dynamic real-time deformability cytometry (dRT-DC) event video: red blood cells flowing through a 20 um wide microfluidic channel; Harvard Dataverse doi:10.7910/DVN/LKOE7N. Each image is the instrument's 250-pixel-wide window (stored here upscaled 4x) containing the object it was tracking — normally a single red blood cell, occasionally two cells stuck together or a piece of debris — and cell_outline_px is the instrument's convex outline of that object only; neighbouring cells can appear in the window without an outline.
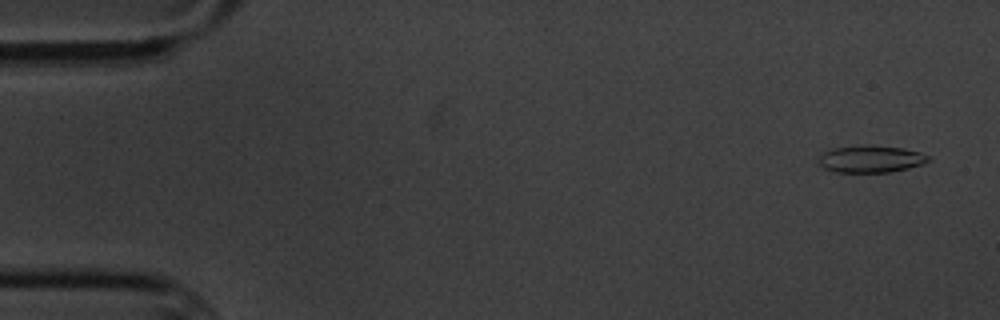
{"species": "common noctule bat (a hibernating species)", "species_latin": "Nyctalus noctula", "temperature_condition": "cold", "stored_images_in_passage": 5, "camera_frame_rate_fps": 3000, "um_per_image_px": 0.085, "animal": {"sex": "male", "body_mass_g": 20.1, "forearm_length_mm": 53.5}, "frame": {"image": 1, "passage_image": 1, "time_ms": 0.0, "image_size_px": [1000, 320], "cell_outline_px": [[932, 160], [908, 168], [888, 172], [836, 172], [824, 168], [816, 160], [824, 152], [832, 148], [872, 144], [904, 148], [928, 156]], "centroid_in_image_um": [73.98, 13.5], "position_along_channel_um": 11.0, "area_um2": 17.28}}
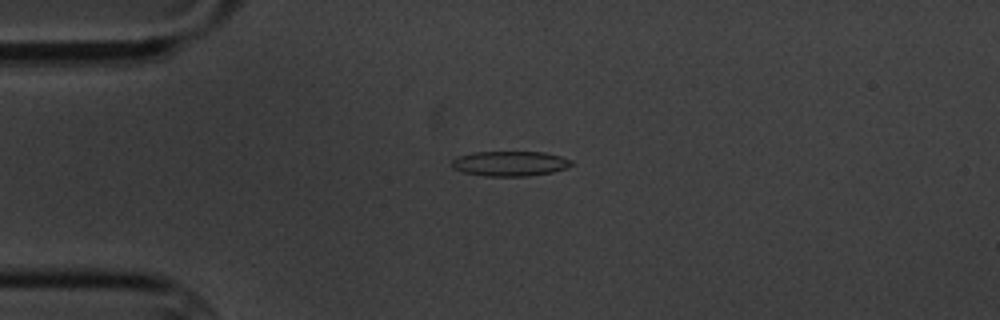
{"frame": {"image": 2, "passage_image": 4, "time_ms": 3.667, "image_size_px": [1000, 320], "cell_outline_px": [[572, 164], [564, 168], [552, 172], [528, 176], [484, 176], [464, 172], [452, 168], [452, 160], [460, 156], [472, 152], [544, 152], [560, 156], [572, 160]], "centroid_in_image_um": [43.33, 13.9], "position_along_channel_um": 41.7, "area_um2": 17.28}}